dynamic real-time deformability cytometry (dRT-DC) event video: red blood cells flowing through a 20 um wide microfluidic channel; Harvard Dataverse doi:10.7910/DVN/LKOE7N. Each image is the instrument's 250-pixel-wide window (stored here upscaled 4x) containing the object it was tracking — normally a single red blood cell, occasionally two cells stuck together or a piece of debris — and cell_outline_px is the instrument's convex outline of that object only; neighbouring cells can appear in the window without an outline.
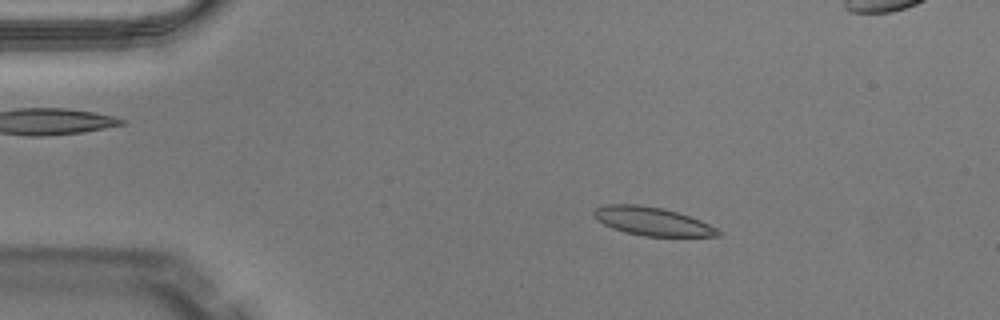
{"species": "Egyptian fruit bat (a non-hibernating species)", "species_latin": "Rousettus aegyptiacus", "temperature_condition": "warm", "stored_images_in_passage": 50, "camera_frame_rate_fps": 3000, "um_per_image_px": 0.085, "animal": {"sex": "male"}, "frame": {"image": 1, "passage_image": 8, "time_ms": 2.333, "image_size_px": [1000, 320], "cell_outline_px": [[720, 236], [644, 236], [624, 232], [612, 228], [596, 220], [592, 216], [592, 212], [596, 208], [604, 204], [636, 204], [664, 208], [700, 220], [716, 228], [720, 232]], "centroid_in_image_um": [55.37, 18.8], "position_along_channel_um": 29.6, "area_um2": 20.52}}
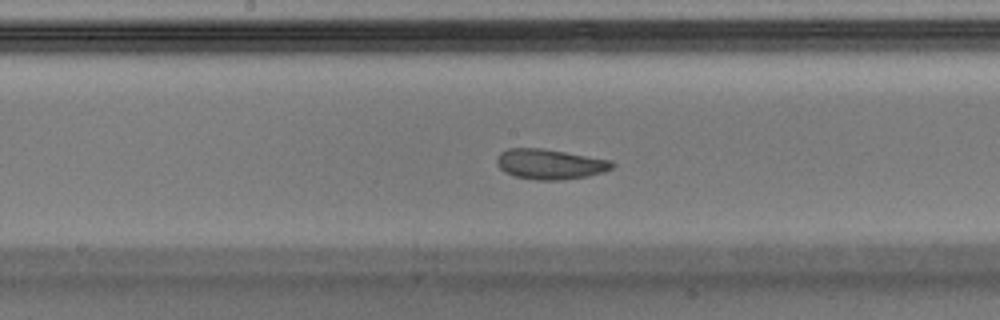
{"frame": {"image": 2, "passage_image": 25, "time_ms": 8.0, "image_size_px": [1000, 320], "cell_outline_px": [[616, 164], [612, 168], [604, 172], [588, 176], [560, 180], [536, 180], [516, 176], [504, 172], [496, 164], [496, 160], [500, 152], [508, 148], [544, 148], [612, 160]], "centroid_in_image_um": [46.76, 13.94], "position_along_channel_um": 201.4, "area_um2": 20.46}}
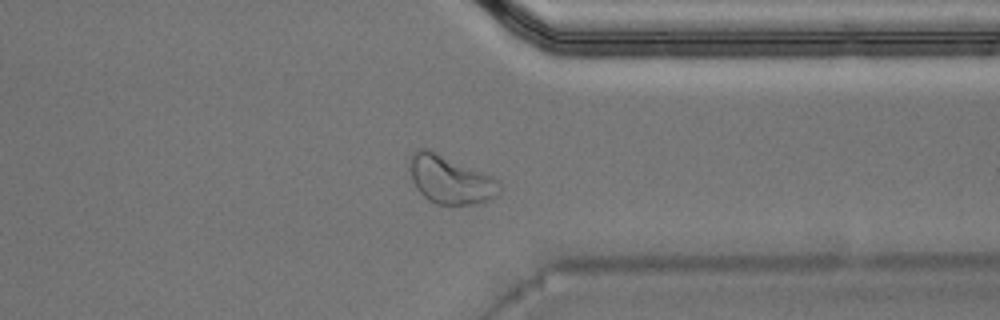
{"frame": {"image": 3, "passage_image": 38, "time_ms": 12.333, "image_size_px": [1000, 320], "cell_outline_px": [[500, 192], [496, 196], [480, 204], [436, 204], [428, 200], [416, 188], [412, 180], [408, 168], [408, 160], [412, 152], [416, 148], [432, 148], [492, 176], [500, 184]], "centroid_in_image_um": [38.22, 15.22], "position_along_channel_um": 373.2, "area_um2": 25.84}, "authors_computed_cell_mechanics": {"area_um2": 20.7791, "velocity_mm_per_s": 4.0174, "shape_relaxation_time_tau1_ms": 10.5714, "shape_relaxation_time_tau2_ms": 2.1388, "deformation_change_tau1": 0.1675, "deformation_change_tau2": 0.0761}}